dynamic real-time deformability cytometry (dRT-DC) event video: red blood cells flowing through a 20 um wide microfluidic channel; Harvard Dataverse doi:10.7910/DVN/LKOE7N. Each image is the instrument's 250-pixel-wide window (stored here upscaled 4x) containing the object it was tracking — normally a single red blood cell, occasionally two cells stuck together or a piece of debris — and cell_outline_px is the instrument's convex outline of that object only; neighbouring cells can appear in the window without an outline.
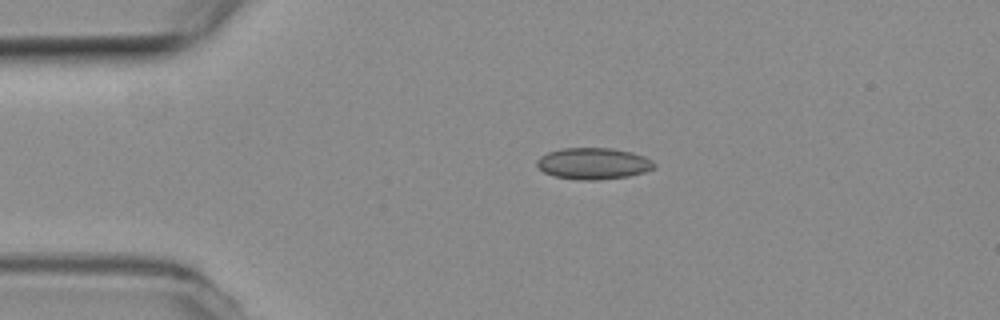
{"species": "common noctule bat (a hibernating species)", "species_latin": "Nyctalus noctula", "temperature_condition": "room temperature", "stored_images_in_passage": 1, "camera_frame_rate_fps": 3000, "um_per_image_px": 0.085, "animal": {"sex": "female", "body_mass_g": 19.3, "forearm_length_mm": 54.1}, "frame": {"image": 1, "passage_image": 1, "time_ms": 0.0, "image_size_px": [1000, 320], "cell_outline_px": [[656, 168], [644, 172], [628, 176], [596, 180], [580, 180], [556, 176], [544, 172], [536, 164], [536, 160], [540, 156], [548, 152], [560, 148], [612, 148], [632, 152], [644, 156], [652, 160], [656, 164]], "centroid_in_image_um": [50.45, 13.89], "position_along_channel_um": 34.5, "area_um2": 21.56}}